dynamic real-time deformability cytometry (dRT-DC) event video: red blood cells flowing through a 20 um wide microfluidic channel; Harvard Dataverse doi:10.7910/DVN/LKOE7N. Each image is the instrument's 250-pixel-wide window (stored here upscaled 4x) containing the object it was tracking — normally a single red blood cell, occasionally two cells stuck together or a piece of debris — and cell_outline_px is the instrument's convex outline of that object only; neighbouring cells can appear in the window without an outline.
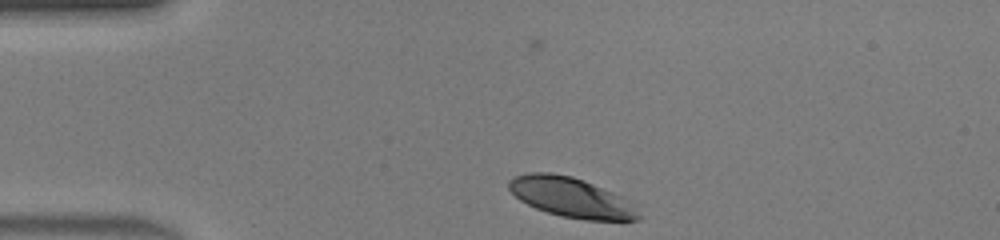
{"species": "human", "species_latin": "Homo sapiens", "temperature_condition": "warm", "stored_images_in_passage": 30, "camera_frame_rate_fps": 3000, "um_per_image_px": 0.085, "donor": {"sex": "male"}, "frame": {"image": 1, "passage_image": 1, "time_ms": 0.0, "image_size_px": [1000, 240], "cell_outline_px": [[640, 220], [584, 220], [560, 216], [536, 208], [520, 200], [508, 188], [508, 180], [512, 176], [528, 172], [552, 172], [572, 176], [584, 180], [612, 192], [620, 196], [640, 216]], "centroid_in_image_um": [48.45, 16.75], "position_along_channel_um": 36.6, "area_um2": 29.71}}
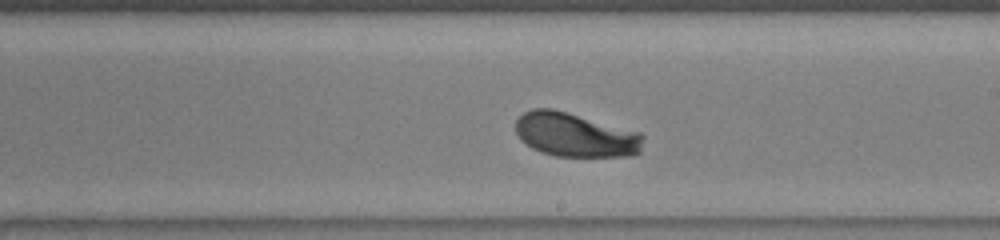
{"frame": {"image": 2, "passage_image": 18, "time_ms": 5.667, "image_size_px": [1000, 240], "cell_outline_px": [[644, 136], [640, 152], [632, 156], [556, 156], [540, 152], [532, 148], [520, 140], [516, 132], [516, 120], [524, 112], [532, 108], [552, 108], [640, 132]], "centroid_in_image_um": [48.89, 11.47], "position_along_channel_um": 240.1, "area_um2": 32.77}}
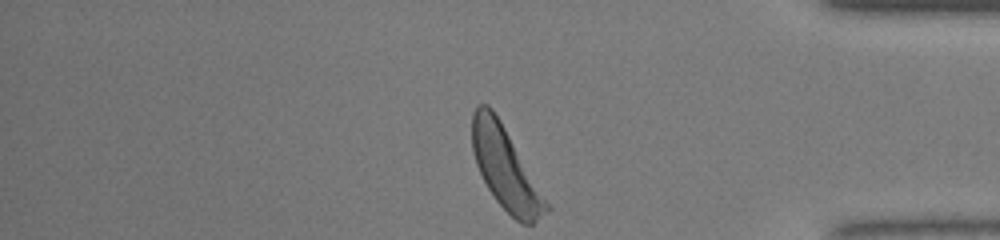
{"frame": {"image": 3, "passage_image": 30, "time_ms": 9.667, "image_size_px": [1000, 240], "cell_outline_px": [[552, 208], [532, 224], [520, 224], [496, 200], [488, 188], [476, 164], [472, 152], [472, 112], [476, 104], [488, 104], [492, 108], [500, 120]], "centroid_in_image_um": [42.96, 14.3], "position_along_channel_um": 392.2, "area_um2": 35.03}, "authors_computed_cell_mechanics": {"area_um2": 32.7148, "velocity_mm_per_s": 4.398, "shape_relaxation_time_tau1_ms": 1.3274, "shape_relaxation_time_tau2_ms": null, "deformation_change_tau1": 0.1406, "deformation_change_tau2": null}}